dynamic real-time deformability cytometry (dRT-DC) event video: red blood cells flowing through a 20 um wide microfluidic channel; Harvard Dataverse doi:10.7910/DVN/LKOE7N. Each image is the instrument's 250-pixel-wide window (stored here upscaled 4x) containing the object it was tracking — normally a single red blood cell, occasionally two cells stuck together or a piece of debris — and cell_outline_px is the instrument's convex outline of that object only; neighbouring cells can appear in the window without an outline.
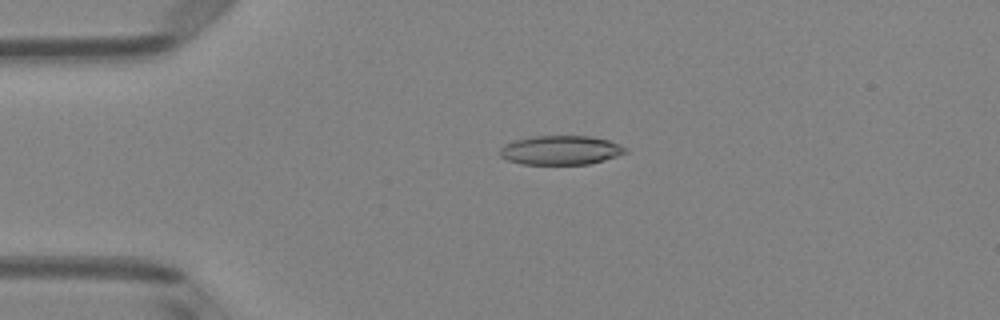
{"species": "Egyptian fruit bat (a non-hibernating species)", "species_latin": "Rousettus aegyptiacus", "temperature_condition": "room temperature", "stored_images_in_passage": 5, "camera_frame_rate_fps": 3000, "um_per_image_px": 0.085, "animal": {"sex": "female"}, "frame": {"image": 1, "passage_image": 4, "time_ms": 1.0, "image_size_px": [1000, 320], "cell_outline_px": [[628, 152], [604, 160], [588, 164], [524, 164], [508, 160], [500, 156], [500, 148], [504, 144], [516, 140], [536, 136], [592, 136], [608, 140], [620, 144], [628, 148]], "centroid_in_image_um": [47.69, 12.76], "position_along_channel_um": 37.3, "area_um2": 21.27}}